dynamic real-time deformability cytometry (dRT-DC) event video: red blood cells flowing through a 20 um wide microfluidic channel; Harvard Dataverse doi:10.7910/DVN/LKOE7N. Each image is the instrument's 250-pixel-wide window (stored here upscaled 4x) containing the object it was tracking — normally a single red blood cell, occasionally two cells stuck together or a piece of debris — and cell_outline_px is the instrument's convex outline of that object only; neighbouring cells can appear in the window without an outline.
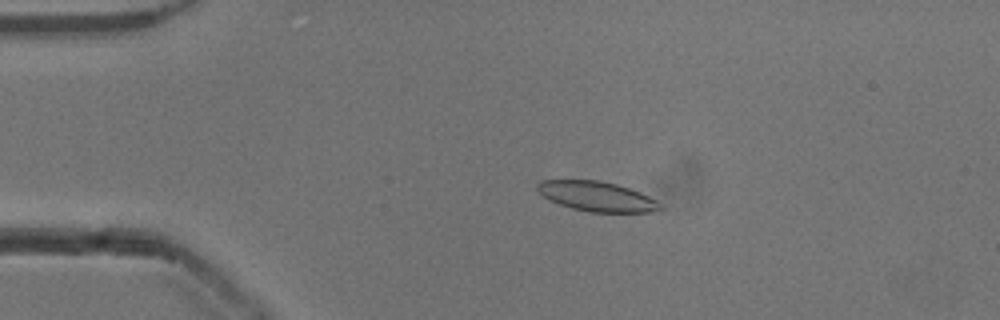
{"species": "common noctule bat (a hibernating species)", "species_latin": "Nyctalus noctula", "temperature_condition": "cold", "stored_images_in_passage": 54, "camera_frame_rate_fps": 3000, "um_per_image_px": 0.085, "animal": {"sex": "male", "body_mass_g": 13.3}, "frame": {"image": 1, "passage_image": 12, "time_ms": 3.667, "image_size_px": [1000, 320], "cell_outline_px": [[664, 208], [652, 212], [588, 212], [572, 208], [548, 200], [536, 188], [536, 184], [540, 180], [600, 180], [616, 184], [640, 192], [656, 200]], "centroid_in_image_um": [50.72, 16.69], "position_along_channel_um": 34.3, "area_um2": 21.33}}
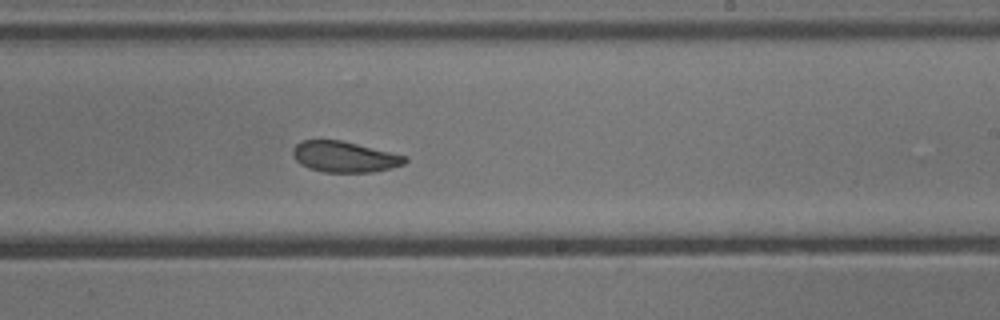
{"frame": {"image": 2, "passage_image": 33, "time_ms": 10.667, "image_size_px": [1000, 320], "cell_outline_px": [[408, 160], [404, 164], [392, 168], [372, 172], [324, 172], [308, 168], [300, 164], [292, 156], [292, 148], [300, 140], [340, 140], [408, 156]], "centroid_in_image_um": [29.27, 13.33], "position_along_channel_um": 259.7, "area_um2": 20.29}}
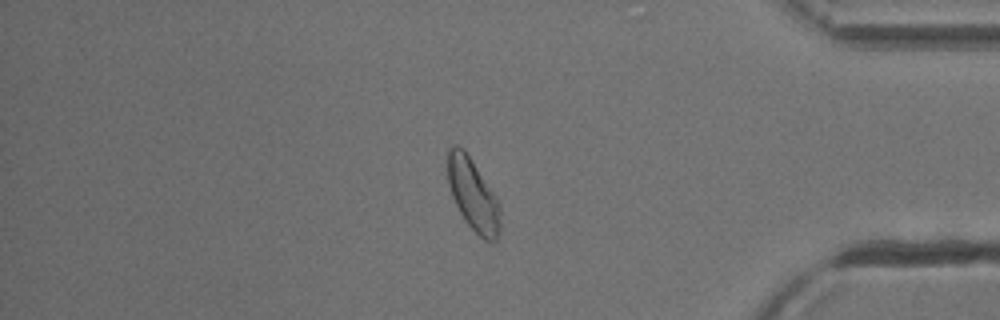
{"frame": {"image": 3, "passage_image": 46, "time_ms": 15.0, "image_size_px": [1000, 320], "cell_outline_px": [[500, 224], [496, 240], [492, 244], [484, 240], [464, 220], [452, 196], [448, 184], [448, 148], [452, 144], [456, 144], [464, 148], [496, 196], [500, 204]], "centroid_in_image_um": [40.21, 16.54], "position_along_channel_um": 395.0, "area_um2": 22.08}, "authors_computed_cell_mechanics": {"area_um2": 21.8195, "velocity_mm_per_s": 3.8373, "shape_relaxation_time_tau1_ms": 4.2855, "shape_relaxation_time_tau2_ms": 3.4198, "deformation_change_tau1": 0.1117, "deformation_change_tau2": 0.0841}}